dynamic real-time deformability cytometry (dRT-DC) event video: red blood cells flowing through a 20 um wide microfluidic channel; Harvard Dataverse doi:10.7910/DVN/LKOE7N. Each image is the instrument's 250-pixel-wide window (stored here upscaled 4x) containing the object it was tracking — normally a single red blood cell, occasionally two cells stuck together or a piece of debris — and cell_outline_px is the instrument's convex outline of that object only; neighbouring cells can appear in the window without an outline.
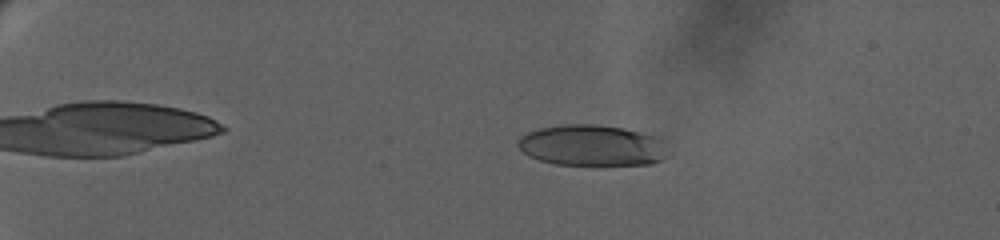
{"species": "human", "species_latin": "Homo sapiens", "temperature_condition": "warm", "stored_images_in_passage": 86, "camera_frame_rate_fps": 3000, "um_per_image_px": 0.085, "donor": {"sex": "female"}, "frame": {"image": 1, "passage_image": 15, "time_ms": 5.0, "image_size_px": [1000, 240], "cell_outline_px": [[672, 152], [668, 156], [652, 164], [556, 164], [540, 160], [528, 156], [516, 144], [516, 140], [520, 136], [528, 132], [540, 128], [560, 124], [596, 124], [624, 128], [660, 136], [664, 140]], "centroid_in_image_um": [50.39, 12.34], "position_along_channel_um": 34.6, "area_um2": 36.41}}
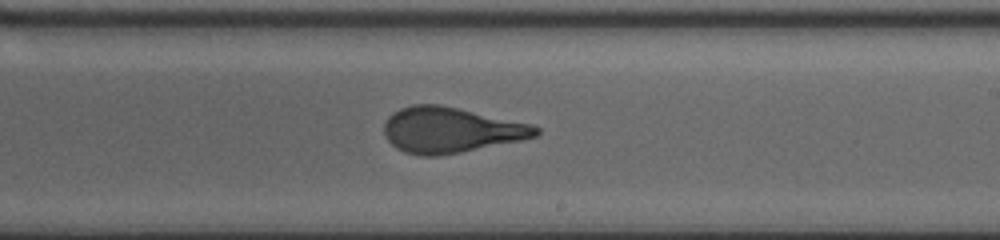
{"frame": {"image": 2, "passage_image": 44, "time_ms": 15.667, "image_size_px": [1000, 240], "cell_outline_px": [[540, 132], [536, 136], [524, 140], [460, 152], [436, 156], [420, 156], [404, 152], [396, 148], [384, 136], [384, 124], [388, 116], [392, 112], [400, 108], [412, 104], [440, 104], [532, 124], [540, 128]], "centroid_in_image_um": [38.3, 11.05], "position_along_channel_um": 250.7, "area_um2": 40.46}}
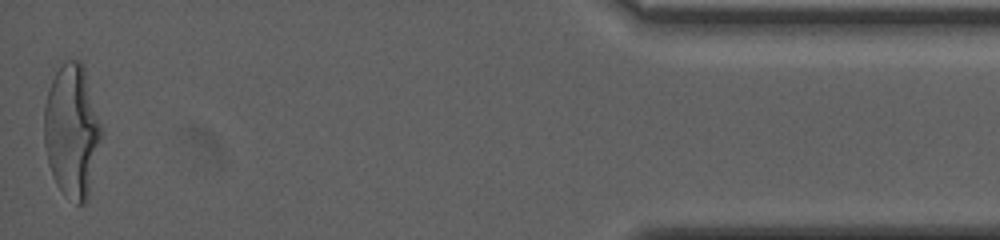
{"frame": {"image": 3, "passage_image": 85, "time_ms": 23.667, "image_size_px": [1000, 240], "cell_outline_px": [[104, 132], [88, 196], [84, 204], [76, 204], [64, 196], [56, 184], [52, 176], [48, 164], [44, 144], [44, 104], [52, 80], [56, 72], [68, 60], [80, 60], [84, 68]], "centroid_in_image_um": [6.12, 11.19], "position_along_channel_um": 429.1, "area_um2": 44.68}, "authors_computed_cell_mechanics": {"area_um2": 39.9398, "velocity_mm_per_s": 3.0182, "shape_relaxation_time_tau1_ms": 7.5587, "shape_relaxation_time_tau2_ms": 1.197, "deformation_change_tau1": 0.2618, "deformation_change_tau2": 0.0979}}